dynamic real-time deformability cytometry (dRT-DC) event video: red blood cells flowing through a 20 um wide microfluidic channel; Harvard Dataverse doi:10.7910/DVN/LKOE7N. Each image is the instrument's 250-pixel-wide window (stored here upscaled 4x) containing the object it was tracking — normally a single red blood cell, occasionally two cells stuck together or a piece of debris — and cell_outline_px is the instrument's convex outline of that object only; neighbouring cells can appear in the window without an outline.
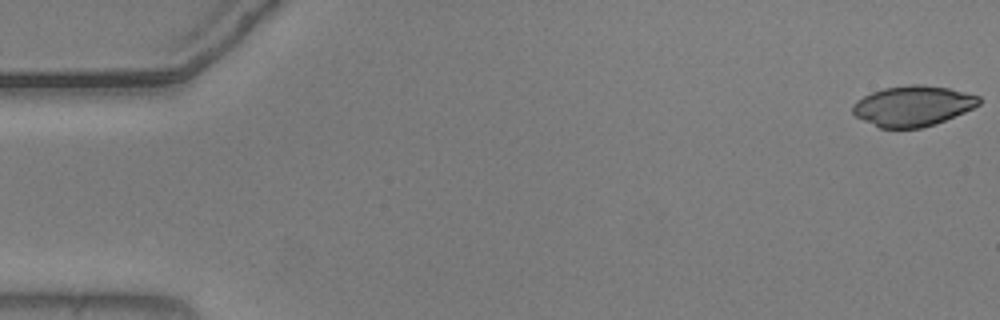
{"species": "common noctule bat (a hibernating species)", "species_latin": "Nyctalus noctula", "temperature_condition": "warm", "stored_images_in_passage": 55, "camera_frame_rate_fps": 3000, "um_per_image_px": 0.085, "animal": {"sex": "male", "body_mass_g": 20.5, "forearm_length_mm": 52.5}, "frame": {"image": 1, "passage_image": 1, "time_ms": 0.0, "image_size_px": [1000, 320], "cell_outline_px": [[980, 104], [964, 112], [936, 124], [920, 128], [880, 128], [856, 116], [852, 112], [852, 104], [856, 100], [872, 92], [884, 88], [908, 84], [924, 84], [948, 88], [980, 96]], "centroid_in_image_um": [77.58, 9.0], "position_along_channel_um": 7.4, "area_um2": 29.71}}